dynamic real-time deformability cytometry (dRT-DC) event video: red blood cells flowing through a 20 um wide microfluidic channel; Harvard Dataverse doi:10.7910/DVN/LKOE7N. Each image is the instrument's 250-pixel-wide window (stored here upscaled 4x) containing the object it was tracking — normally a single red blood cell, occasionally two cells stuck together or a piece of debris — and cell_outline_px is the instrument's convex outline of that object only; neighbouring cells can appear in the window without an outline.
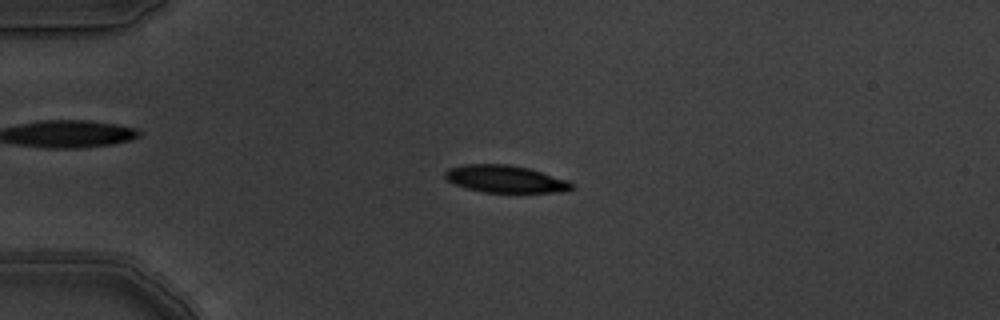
{"species": "common noctule bat (a hibernating species)", "species_latin": "Nyctalus noctula", "temperature_condition": "warm", "stored_images_in_passage": 5, "camera_frame_rate_fps": 3000, "um_per_image_px": 0.085, "animal": {"sex": "male", "body_mass_g": 19.5, "forearm_length_mm": 54.6}, "frame": {"image": 1, "passage_image": 4, "time_ms": 1.0, "image_size_px": [1000, 320], "cell_outline_px": [[576, 188], [568, 192], [484, 192], [468, 188], [456, 184], [448, 180], [444, 176], [444, 172], [448, 168], [464, 164], [508, 164], [528, 168], [568, 180], [576, 184]], "centroid_in_image_um": [43.02, 15.21], "position_along_channel_um": 42.0, "area_um2": 20.23}}